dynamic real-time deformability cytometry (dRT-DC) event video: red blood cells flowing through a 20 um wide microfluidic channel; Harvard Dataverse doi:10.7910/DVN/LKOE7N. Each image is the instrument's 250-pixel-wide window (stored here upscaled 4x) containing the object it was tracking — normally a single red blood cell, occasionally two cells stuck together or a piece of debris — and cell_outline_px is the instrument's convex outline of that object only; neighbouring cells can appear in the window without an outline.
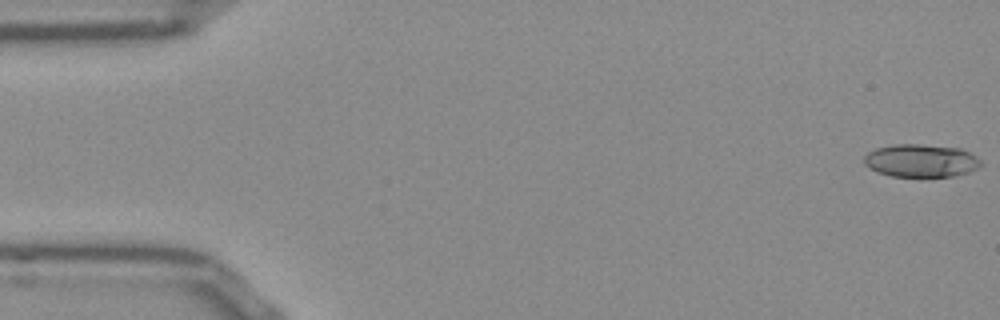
{"species": "Egyptian fruit bat (a non-hibernating species)", "species_latin": "Rousettus aegyptiacus", "temperature_condition": "room temperature", "stored_images_in_passage": 53, "camera_frame_rate_fps": 3000, "um_per_image_px": 0.085, "frame": {"image": 1, "passage_image": 1, "time_ms": 0.0, "image_size_px": [1000, 320], "cell_outline_px": [[984, 164], [968, 172], [952, 176], [892, 176], [876, 172], [864, 164], [864, 156], [868, 152], [876, 148], [896, 144], [920, 144], [960, 148], [976, 156]], "centroid_in_image_um": [78.27, 13.65], "position_along_channel_um": 6.7, "area_um2": 22.31}}
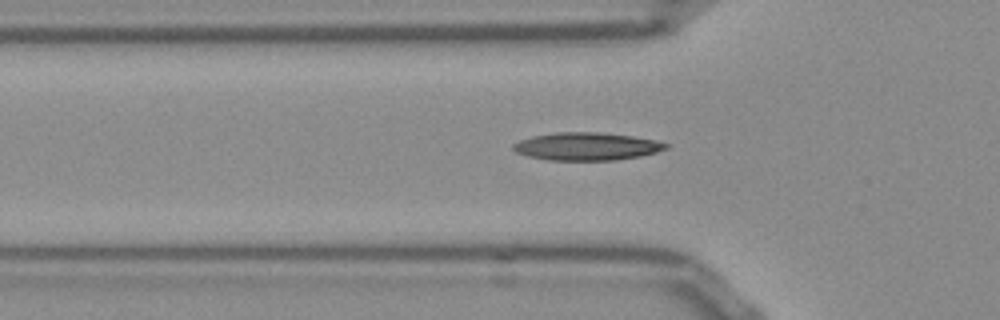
{"frame": {"image": 2, "passage_image": 17, "time_ms": 5.333, "image_size_px": [1000, 320], "cell_outline_px": [[668, 148], [656, 152], [640, 156], [616, 160], [548, 160], [528, 156], [516, 152], [512, 148], [512, 144], [520, 140], [532, 136], [556, 132], [600, 132], [632, 136], [652, 140], [668, 144]], "centroid_in_image_um": [49.83, 12.44], "position_along_channel_um": 76.0, "area_um2": 24.62}}
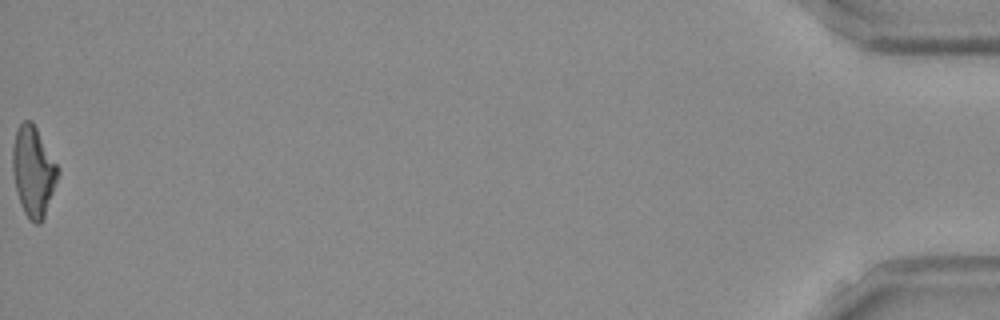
{"frame": {"image": 3, "passage_image": 53, "time_ms": 17.333, "image_size_px": [1000, 320], "cell_outline_px": [[60, 172], [44, 216], [40, 224], [36, 224], [24, 212], [16, 192], [12, 172], [12, 148], [16, 128], [24, 120], [32, 120], [56, 164]], "centroid_in_image_um": [2.8, 14.54], "position_along_channel_um": 432.4, "area_um2": 23.52}, "authors_computed_cell_mechanics": {"area_um2": 23.12, "velocity_mm_per_s": 3.8493, "shape_relaxation_time_tau1_ms": null, "shape_relaxation_time_tau2_ms": 2.5724, "deformation_change_tau1": null, "deformation_change_tau2": 0.1154}}